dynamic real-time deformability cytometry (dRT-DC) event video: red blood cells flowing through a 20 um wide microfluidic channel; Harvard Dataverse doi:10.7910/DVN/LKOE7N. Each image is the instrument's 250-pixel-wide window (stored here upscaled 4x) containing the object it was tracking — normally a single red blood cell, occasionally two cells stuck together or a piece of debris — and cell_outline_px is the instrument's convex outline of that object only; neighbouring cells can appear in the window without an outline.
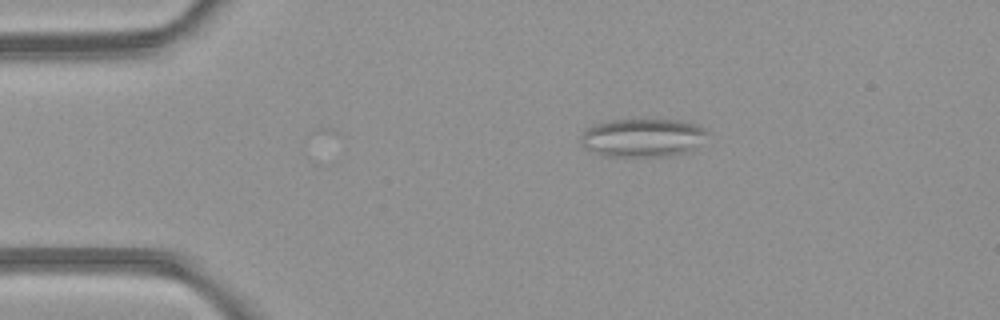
{"species": "common noctule bat (a hibernating species)", "species_latin": "Nyctalus noctula", "temperature_condition": "room temperature", "stored_images_in_passage": 5, "camera_frame_rate_fps": 3000, "um_per_image_px": 0.085, "animal": {"sex": "female", "body_mass_g": 21.9}, "frame": {"image": 1, "passage_image": 5, "time_ms": 5.333, "image_size_px": [1000, 320], "cell_outline_px": [[708, 132], [688, 152], [664, 156], [608, 156], [588, 148], [580, 140], [580, 136], [588, 128], [596, 124], [612, 120], [652, 116], [680, 120], [696, 124], [704, 128]], "centroid_in_image_um": [54.65, 11.64], "position_along_channel_um": 30.4, "area_um2": 28.5}}